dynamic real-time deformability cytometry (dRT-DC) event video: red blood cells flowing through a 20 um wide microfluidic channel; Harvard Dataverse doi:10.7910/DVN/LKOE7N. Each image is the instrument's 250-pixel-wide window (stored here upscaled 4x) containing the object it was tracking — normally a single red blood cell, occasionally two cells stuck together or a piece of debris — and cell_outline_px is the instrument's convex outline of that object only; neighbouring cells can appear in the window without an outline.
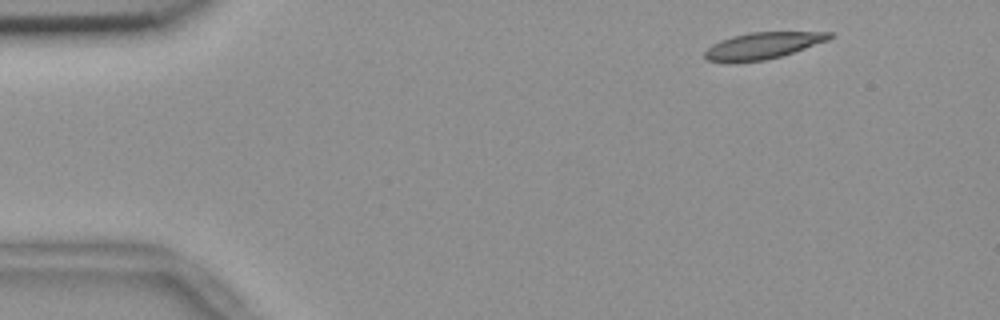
{"species": "common noctule bat (a hibernating species)", "species_latin": "Nyctalus noctula", "temperature_condition": "room temperature", "stored_images_in_passage": 50, "camera_frame_rate_fps": 3000, "um_per_image_px": 0.085, "animal": {"sex": "female", "body_mass_g": 18.4}, "frame": {"image": 1, "passage_image": 1, "time_ms": 0.0, "image_size_px": [1000, 320], "cell_outline_px": [[836, 36], [828, 40], [780, 56], [764, 60], [736, 64], [728, 64], [708, 60], [704, 56], [704, 52], [712, 44], [720, 40], [732, 36], [752, 32], [832, 32]], "centroid_in_image_um": [64.77, 3.9], "position_along_channel_um": 20.2, "area_um2": 19.54}}
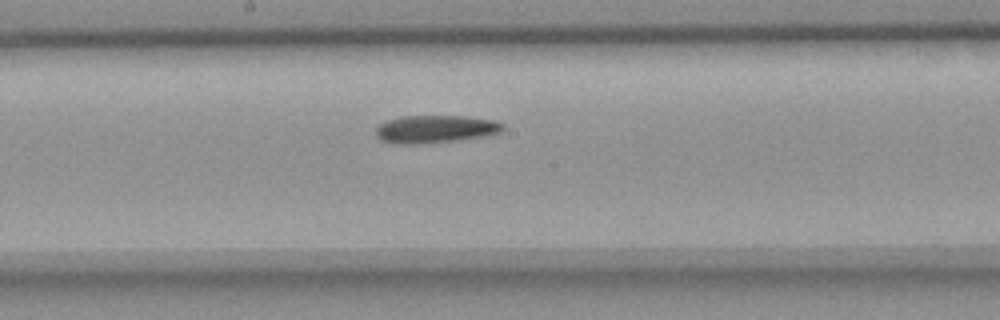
{"frame": {"image": 2, "passage_image": 24, "time_ms": 7.667, "image_size_px": [1000, 320], "cell_outline_px": [[504, 128], [500, 132], [488, 136], [460, 140], [420, 144], [400, 144], [380, 140], [376, 136], [376, 128], [380, 124], [388, 120], [404, 116], [468, 116], [492, 120], [504, 124]], "centroid_in_image_um": [37.03, 10.98], "position_along_channel_um": 211.2, "area_um2": 20.63}}
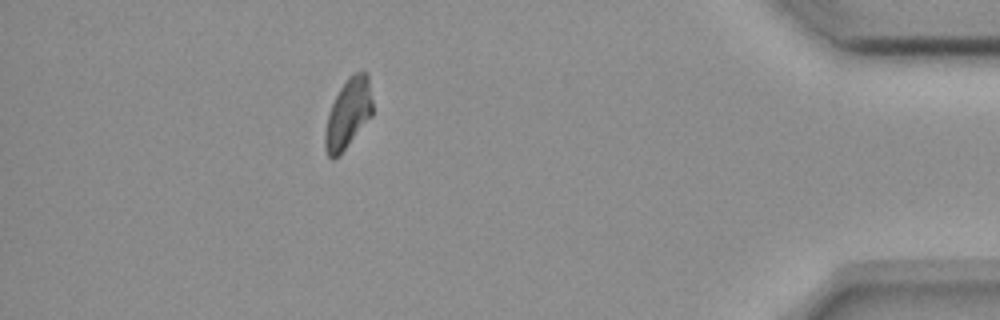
{"frame": {"image": 3, "passage_image": 44, "time_ms": 14.333, "image_size_px": [1000, 320], "cell_outline_px": [[372, 116], [344, 148], [332, 160], [328, 156], [324, 148], [324, 132], [328, 112], [340, 88], [348, 76], [352, 72], [368, 72], [372, 100]], "centroid_in_image_um": [29.58, 9.61], "position_along_channel_um": 405.6, "area_um2": 19.13}, "authors_computed_cell_mechanics": {"area_um2": 20.0855, "velocity_mm_per_s": 3.6504, "shape_relaxation_time_tau1_ms": 9.3999, "shape_relaxation_time_tau2_ms": null, "deformation_change_tau1": 0.1934, "deformation_change_tau2": null}}